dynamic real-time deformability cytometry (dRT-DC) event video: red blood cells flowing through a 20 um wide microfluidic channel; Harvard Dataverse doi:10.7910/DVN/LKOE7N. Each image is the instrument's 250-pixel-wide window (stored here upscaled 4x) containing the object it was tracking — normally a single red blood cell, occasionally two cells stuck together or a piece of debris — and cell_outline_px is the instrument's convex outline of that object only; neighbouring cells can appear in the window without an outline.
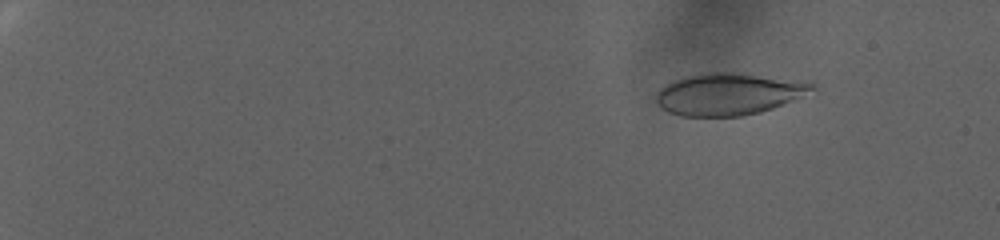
{"species": "human", "species_latin": "Homo sapiens", "temperature_condition": "warm", "stored_images_in_passage": 94, "camera_frame_rate_fps": 3000, "um_per_image_px": 0.085, "donor": {"sex": "female"}, "frame": {"image": 1, "passage_image": 14, "time_ms": 4.333, "image_size_px": [1000, 240], "cell_outline_px": [[816, 88], [792, 100], [772, 108], [760, 112], [740, 116], [680, 116], [668, 112], [660, 108], [656, 100], [656, 92], [664, 84], [672, 80], [684, 76], [700, 72], [732, 72], [812, 80], [816, 84]], "centroid_in_image_um": [61.93, 7.96], "position_along_channel_um": 23.1, "area_um2": 38.78}}
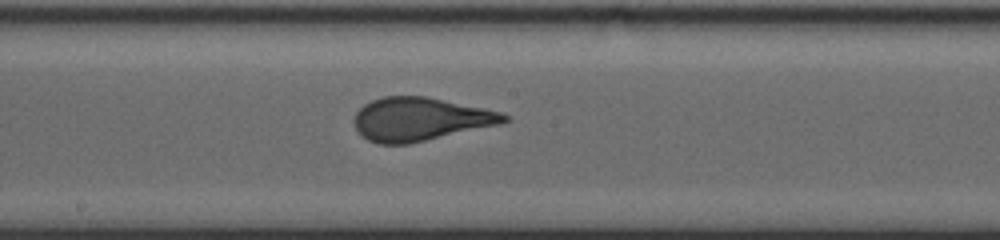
{"frame": {"image": 2, "passage_image": 59, "time_ms": 19.333, "image_size_px": [1000, 240], "cell_outline_px": [[512, 120], [500, 124], [408, 144], [380, 144], [368, 140], [356, 132], [356, 112], [364, 104], [372, 100], [384, 96], [428, 96], [484, 108], [500, 112], [508, 116]], "centroid_in_image_um": [35.72, 10.12], "position_along_channel_um": 212.5, "area_um2": 37.74}}
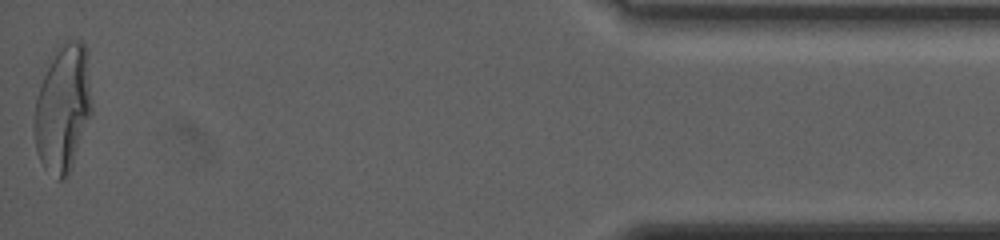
{"frame": {"image": 3, "passage_image": 94, "time_ms": 31.0, "image_size_px": [1000, 240], "cell_outline_px": [[92, 112], [68, 176], [64, 180], [56, 180], [44, 168], [36, 152], [32, 124], [36, 96], [40, 84], [52, 60], [64, 40], [80, 40], [84, 44], [88, 52], [92, 104]], "centroid_in_image_um": [5.35, 9.25], "position_along_channel_um": 429.9, "area_um2": 43.0}}